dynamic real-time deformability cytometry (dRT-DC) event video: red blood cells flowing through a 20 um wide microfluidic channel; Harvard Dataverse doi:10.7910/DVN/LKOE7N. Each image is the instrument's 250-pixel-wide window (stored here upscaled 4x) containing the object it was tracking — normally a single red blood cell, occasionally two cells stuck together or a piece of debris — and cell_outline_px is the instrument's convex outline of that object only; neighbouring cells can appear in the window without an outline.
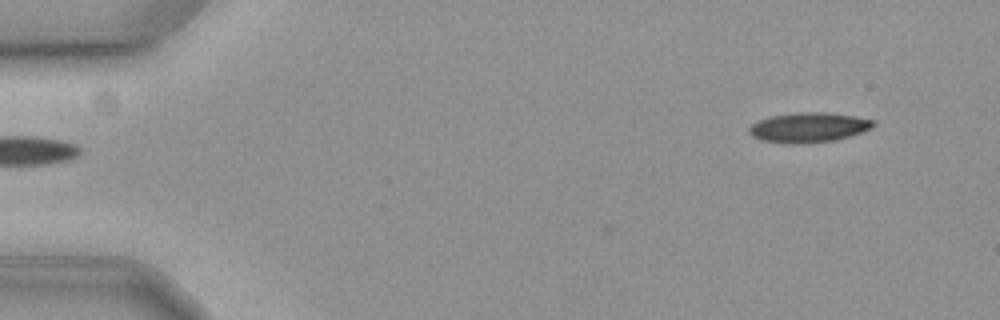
{"species": "common noctule bat (a hibernating species)", "species_latin": "Nyctalus noctula", "temperature_condition": "cold", "stored_images_in_passage": 2, "camera_frame_rate_fps": 3000, "um_per_image_px": 0.085, "animal": {"sex": "female", "body_mass_g": 19.3, "forearm_length_mm": 54.1}, "frame": {"image": 1, "passage_image": 2, "time_ms": 0.333, "image_size_px": [1000, 320], "cell_outline_px": [[876, 124], [872, 128], [852, 136], [836, 140], [796, 144], [792, 144], [760, 140], [752, 136], [748, 132], [748, 128], [752, 124], [760, 120], [772, 116], [800, 112], [824, 112], [856, 116], [876, 120]], "centroid_in_image_um": [68.78, 10.83], "position_along_channel_um": 16.2, "area_um2": 21.73}}